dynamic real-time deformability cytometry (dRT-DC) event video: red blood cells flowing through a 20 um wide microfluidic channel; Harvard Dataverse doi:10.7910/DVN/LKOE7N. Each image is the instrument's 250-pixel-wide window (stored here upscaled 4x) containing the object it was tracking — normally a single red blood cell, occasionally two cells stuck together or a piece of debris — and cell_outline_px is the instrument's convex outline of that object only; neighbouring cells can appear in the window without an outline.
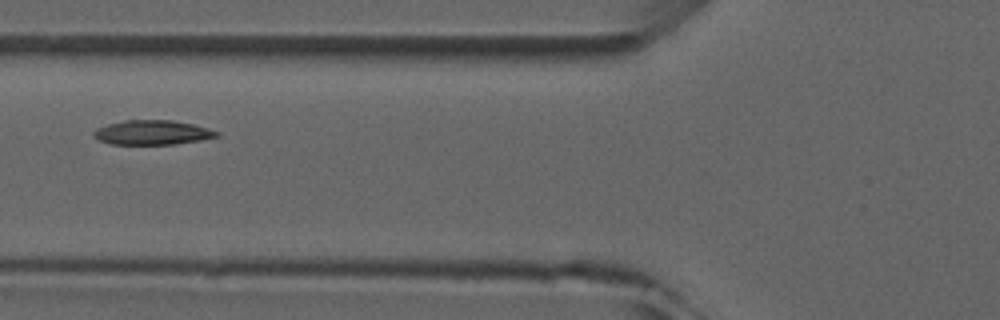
{"species": "common noctule bat (a hibernating species)", "species_latin": "Nyctalus noctula", "temperature_condition": "room temperature", "stored_images_in_passage": 5, "camera_frame_rate_fps": 3000, "um_per_image_px": 0.085, "animal": {"sex": "male", "forearm_length_mm": 52.5}, "frame": {"image": 1, "passage_image": 5, "time_ms": 4.333, "image_size_px": [1000, 320], "cell_outline_px": [[220, 136], [200, 140], [176, 144], [112, 144], [100, 140], [92, 136], [92, 132], [96, 128], [108, 124], [124, 120], [172, 120], [192, 124], [208, 128], [220, 132]], "centroid_in_image_um": [12.95, 11.26], "position_along_channel_um": 112.9, "area_um2": 17.57}}